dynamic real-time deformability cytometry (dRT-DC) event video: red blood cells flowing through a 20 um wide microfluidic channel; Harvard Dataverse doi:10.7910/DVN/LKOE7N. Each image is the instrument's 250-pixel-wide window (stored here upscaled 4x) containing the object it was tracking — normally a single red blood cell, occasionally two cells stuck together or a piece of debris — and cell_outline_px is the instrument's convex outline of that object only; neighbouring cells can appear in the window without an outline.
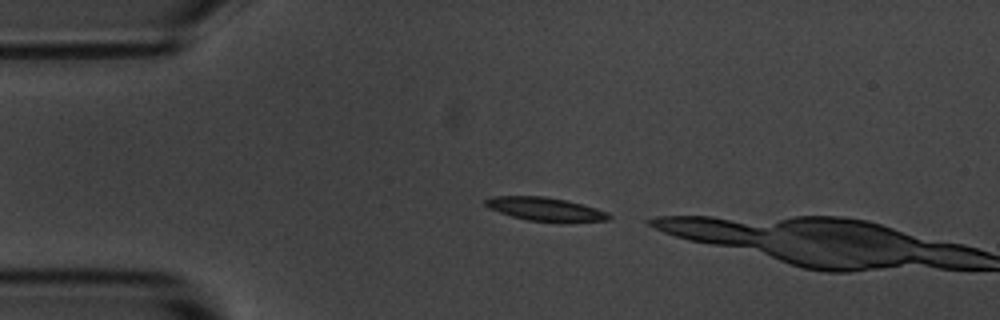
{"species": "common noctule bat (a hibernating species)", "species_latin": "Nyctalus noctula", "temperature_condition": "room temperature", "stored_images_in_passage": 4, "camera_frame_rate_fps": 3000, "um_per_image_px": 0.085, "animal": {"sex": "male", "body_mass_g": 20.1, "forearm_length_mm": 53.5}, "frame": {"image": 1, "passage_image": 2, "time_ms": 0.333, "image_size_px": [1000, 320], "cell_outline_px": [[612, 216], [608, 220], [564, 224], [528, 220], [512, 216], [488, 208], [484, 204], [484, 200], [492, 196], [544, 196], [584, 204], [608, 212]], "centroid_in_image_um": [46.41, 17.8], "position_along_channel_um": 38.6, "area_um2": 17.4}}